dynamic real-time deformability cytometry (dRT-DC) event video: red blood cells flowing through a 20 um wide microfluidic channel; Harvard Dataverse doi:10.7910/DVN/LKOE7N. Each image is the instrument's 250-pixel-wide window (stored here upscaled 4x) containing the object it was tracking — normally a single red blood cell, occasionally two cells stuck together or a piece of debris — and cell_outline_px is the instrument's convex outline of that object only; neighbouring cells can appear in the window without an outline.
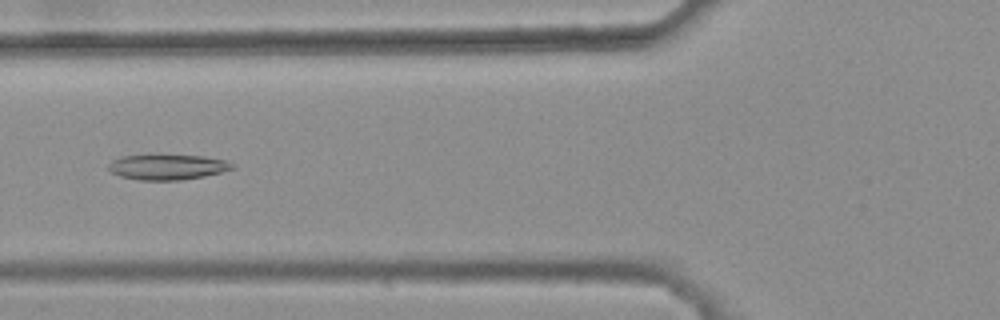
{"species": "common noctule bat (a hibernating species)", "species_latin": "Nyctalus noctula", "temperature_condition": "warm", "stored_images_in_passage": 44, "camera_frame_rate_fps": 3000, "um_per_image_px": 0.085, "animal": {"sex": "female", "body_mass_g": 25.1}, "frame": {"image": 1, "passage_image": 19, "time_ms": 6.0, "image_size_px": [1000, 320], "cell_outline_px": [[236, 168], [204, 176], [180, 180], [140, 180], [120, 176], [112, 172], [108, 168], [108, 164], [112, 160], [120, 156], [204, 156], [224, 160], [232, 164]], "centroid_in_image_um": [14.22, 14.21], "position_along_channel_um": 111.6, "area_um2": 17.86}}
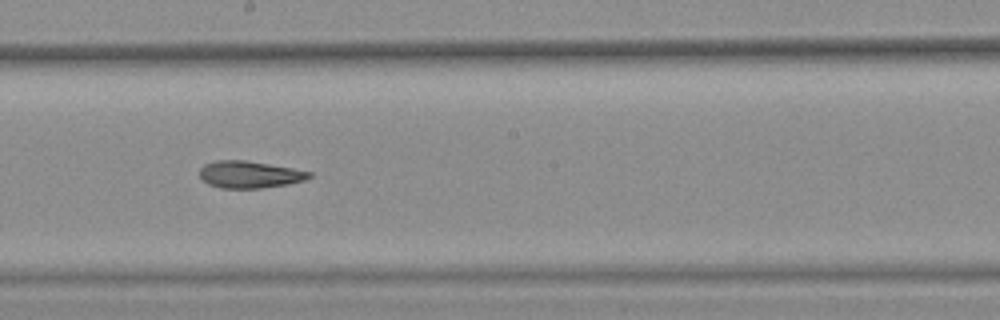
{"frame": {"image": 2, "passage_image": 28, "time_ms": 9.0, "image_size_px": [1000, 320], "cell_outline_px": [[312, 176], [304, 180], [288, 184], [260, 188], [220, 188], [208, 184], [200, 176], [200, 168], [204, 164], [216, 160], [244, 160], [292, 168], [312, 172]], "centroid_in_image_um": [21.2, 14.83], "position_along_channel_um": 227.0, "area_um2": 17.17}}
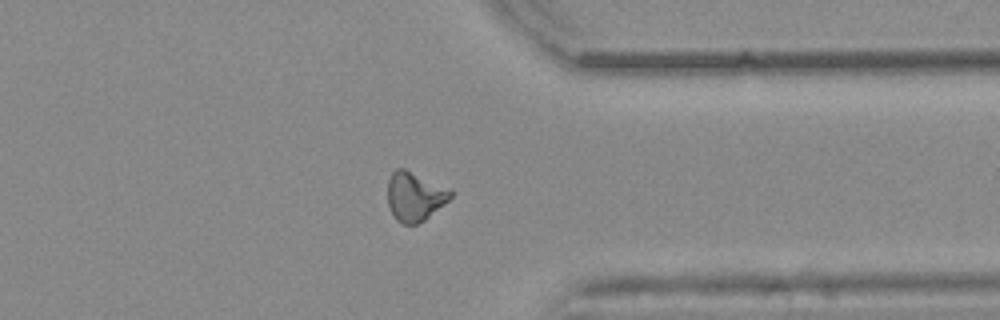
{"frame": {"image": 3, "passage_image": 40, "time_ms": 13.0, "image_size_px": [1000, 320], "cell_outline_px": [[452, 196], [444, 204], [424, 220], [416, 224], [404, 224], [396, 220], [388, 204], [388, 180], [392, 172], [396, 168], [404, 168], [452, 188]], "centroid_in_image_um": [35.27, 16.67], "position_along_channel_um": 376.1, "area_um2": 18.09}, "authors_computed_cell_mechanics": {"area_um2": 18.0047, "velocity_mm_per_s": 3.8523, "shape_relaxation_time_tau1_ms": null, "shape_relaxation_time_tau2_ms": 4.5259, "deformation_change_tau1": null, "deformation_change_tau2": 0.1331}}